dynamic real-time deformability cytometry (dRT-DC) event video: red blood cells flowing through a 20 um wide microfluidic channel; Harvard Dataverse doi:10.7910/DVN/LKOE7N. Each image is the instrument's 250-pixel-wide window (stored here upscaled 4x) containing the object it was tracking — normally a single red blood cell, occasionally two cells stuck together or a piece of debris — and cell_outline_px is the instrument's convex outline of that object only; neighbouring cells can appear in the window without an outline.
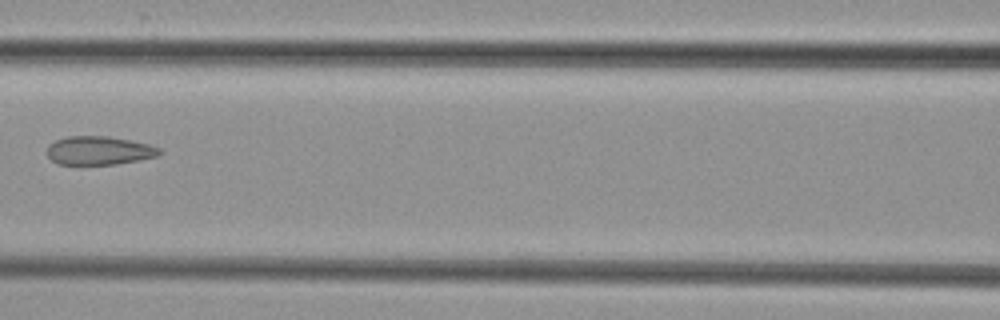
{"species": "common noctule bat (a hibernating species)", "species_latin": "Nyctalus noctula", "temperature_condition": "cold", "stored_images_in_passage": 7, "camera_frame_rate_fps": 3000, "um_per_image_px": 0.085, "animal": {"sex": "female", "body_mass_g": 29.2, "forearm_length_mm": 56.3}, "frame": {"image": 1, "passage_image": 7, "time_ms": 7.333, "image_size_px": [1000, 320], "cell_outline_px": [[164, 152], [160, 156], [140, 160], [116, 164], [56, 164], [48, 156], [48, 144], [56, 140], [68, 136], [108, 136], [148, 144], [160, 148]], "centroid_in_image_um": [8.46, 12.8], "position_along_channel_um": 158.1, "area_um2": 18.79}}